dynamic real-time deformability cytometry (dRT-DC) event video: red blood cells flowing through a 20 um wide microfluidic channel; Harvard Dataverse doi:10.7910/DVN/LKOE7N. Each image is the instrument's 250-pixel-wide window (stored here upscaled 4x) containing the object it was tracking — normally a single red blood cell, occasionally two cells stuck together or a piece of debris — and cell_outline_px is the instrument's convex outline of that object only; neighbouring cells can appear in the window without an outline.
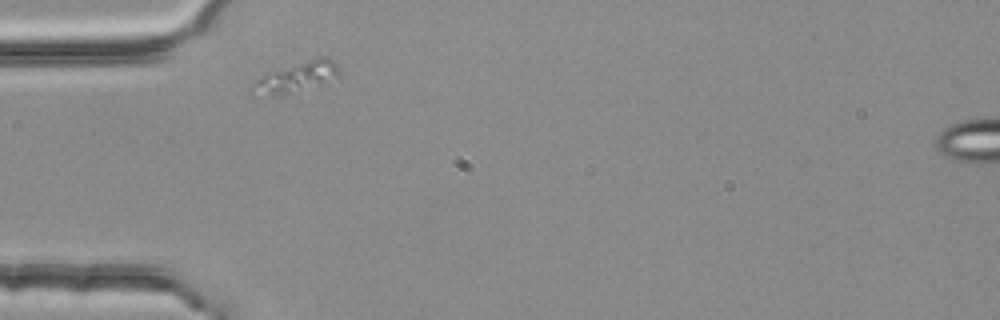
{"species": "common noctule bat (a hibernating species)", "species_latin": "Nyctalus noctula", "temperature_condition": "room temperature", "stored_images_in_passage": 1, "camera_frame_rate_fps": 3000, "um_per_image_px": 0.085, "animal": {"sex": "female", "body_mass_g": 25.1}, "frame": {"image": 1, "passage_image": 1, "time_ms": 0.0, "image_size_px": [1000, 320], "cell_outline_px": [[340, 76], [320, 88], [284, 96], [252, 96], [248, 92], [248, 88], [260, 76], [316, 56], [328, 56], [340, 68]], "centroid_in_image_um": [25.21, 6.63], "position_along_channel_um": 59.8, "area_um2": 16.65}}